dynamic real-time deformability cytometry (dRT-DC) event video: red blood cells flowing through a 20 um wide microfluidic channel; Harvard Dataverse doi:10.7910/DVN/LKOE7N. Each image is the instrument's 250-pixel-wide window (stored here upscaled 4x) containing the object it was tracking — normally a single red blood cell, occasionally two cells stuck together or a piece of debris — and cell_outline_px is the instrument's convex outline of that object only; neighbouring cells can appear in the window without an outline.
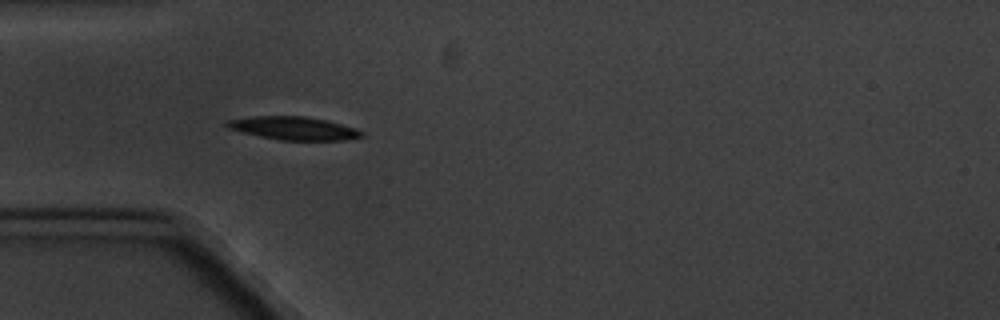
{"species": "common noctule bat (a hibernating species)", "species_latin": "Nyctalus noctula", "temperature_condition": "cold", "stored_images_in_passage": 3, "camera_frame_rate_fps": 3000, "um_per_image_px": 0.085, "animal": {"sex": "male", "body_mass_g": 20.1, "forearm_length_mm": 53.5}, "frame": {"image": 1, "passage_image": 2, "time_ms": 2.0, "image_size_px": [1000, 320], "cell_outline_px": [[364, 136], [344, 140], [280, 140], [260, 136], [228, 128], [224, 124], [228, 120], [248, 116], [304, 116], [324, 120], [356, 128], [364, 132]], "centroid_in_image_um": [24.96, 10.9], "position_along_channel_um": 60.0, "area_um2": 18.03}}